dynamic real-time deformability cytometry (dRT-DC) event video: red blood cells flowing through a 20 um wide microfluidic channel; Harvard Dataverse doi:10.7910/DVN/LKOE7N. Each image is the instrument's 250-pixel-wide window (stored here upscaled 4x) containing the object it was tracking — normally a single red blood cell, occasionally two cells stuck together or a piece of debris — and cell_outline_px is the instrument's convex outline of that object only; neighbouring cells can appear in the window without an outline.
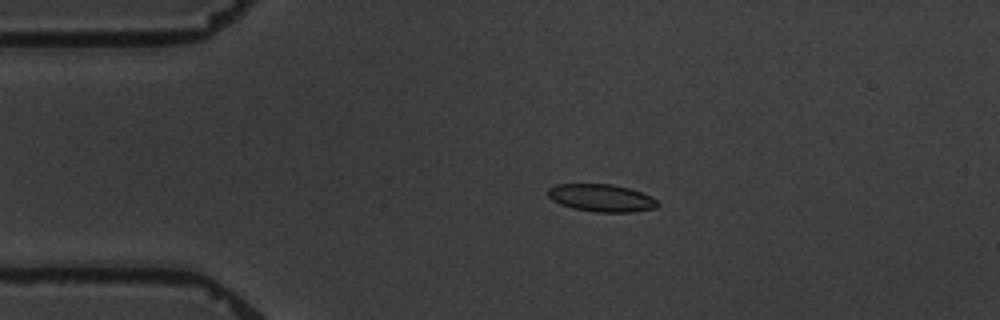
{"species": "common noctule bat (a hibernating species)", "species_latin": "Nyctalus noctula", "temperature_condition": "warm", "stored_images_in_passage": 9, "camera_frame_rate_fps": 3000, "um_per_image_px": 0.085, "animal": {"sex": "male", "body_mass_g": 19.5, "forearm_length_mm": 54.6}, "frame": {"image": 1, "passage_image": 3, "time_ms": 2.667, "image_size_px": [1000, 320], "cell_outline_px": [[660, 204], [656, 208], [632, 212], [596, 212], [572, 208], [560, 204], [552, 200], [548, 196], [548, 188], [556, 184], [612, 184], [628, 188], [640, 192], [656, 200]], "centroid_in_image_um": [51.09, 16.83], "position_along_channel_um": 33.9, "area_um2": 17.51}}
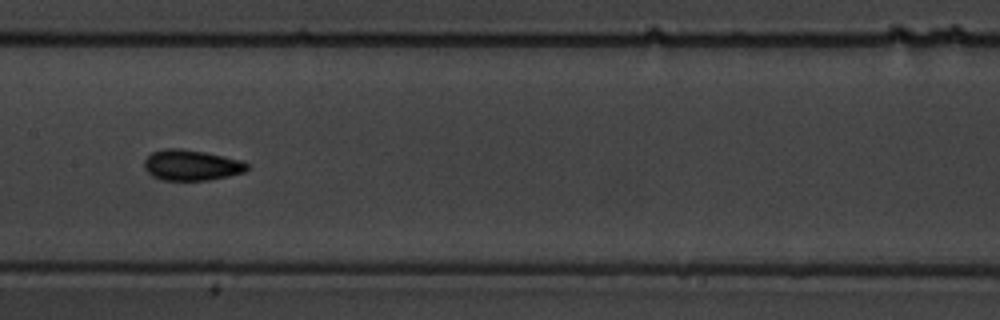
{"frame": {"image": 2, "passage_image": 8, "time_ms": 8.333, "image_size_px": [1000, 320], "cell_outline_px": [[248, 168], [244, 172], [228, 176], [208, 180], [164, 180], [152, 176], [144, 168], [144, 160], [152, 152], [164, 148], [180, 148], [204, 152], [240, 160], [248, 164]], "centroid_in_image_um": [16.24, 14.03], "position_along_channel_um": 191.2, "area_um2": 18.26}}
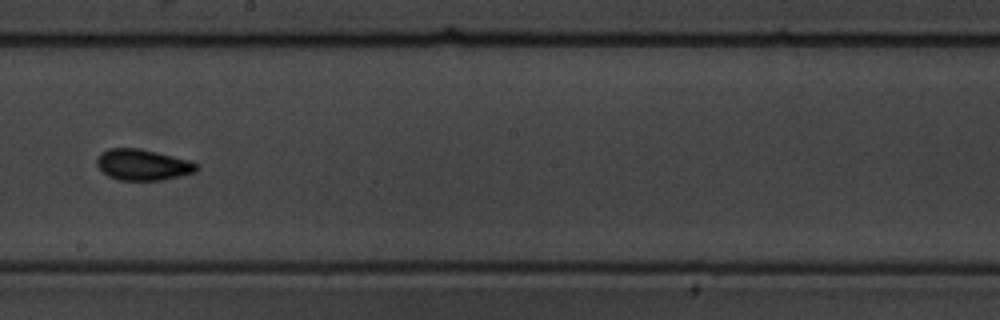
{"frame": {"image": 3, "passage_image": 9, "time_ms": 9.667, "image_size_px": [1000, 320], "cell_outline_px": [[200, 168], [196, 172], [180, 176], [160, 180], [120, 180], [108, 176], [96, 164], [96, 160], [100, 152], [108, 148], [136, 148], [192, 160], [200, 164]], "centroid_in_image_um": [12.17, 14.0], "position_along_channel_um": 236.0, "area_um2": 18.15}}